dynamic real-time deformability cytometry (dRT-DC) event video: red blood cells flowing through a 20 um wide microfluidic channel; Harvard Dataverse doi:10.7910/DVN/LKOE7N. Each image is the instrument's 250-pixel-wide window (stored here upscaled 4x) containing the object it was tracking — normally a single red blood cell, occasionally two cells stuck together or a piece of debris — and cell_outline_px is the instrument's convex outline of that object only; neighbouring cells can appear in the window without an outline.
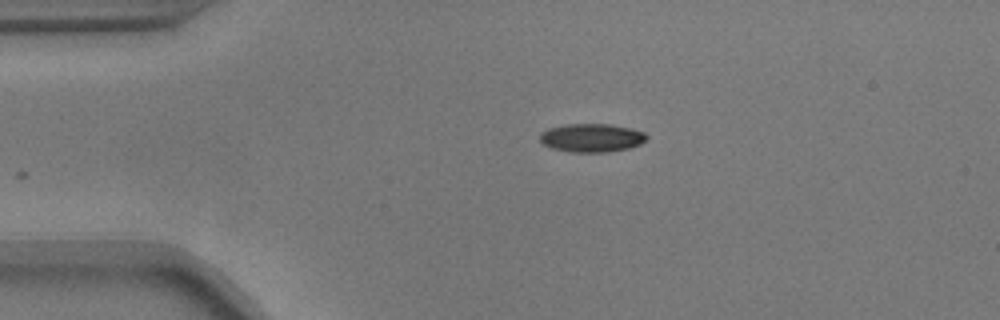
{"species": "common noctule bat (a hibernating species)", "species_latin": "Nyctalus noctula", "temperature_condition": "warm", "stored_images_in_passage": 32, "camera_frame_rate_fps": 3000, "um_per_image_px": 0.085, "animal": {"sex": "male", "body_mass_g": 17.9}, "frame": {"image": 1, "passage_image": 1, "time_ms": 0.0, "image_size_px": [1000, 320], "cell_outline_px": [[648, 136], [640, 144], [628, 148], [608, 152], [568, 152], [552, 148], [544, 144], [540, 140], [540, 132], [548, 128], [568, 124], [608, 124], [632, 128], [644, 132]], "centroid_in_image_um": [50.28, 11.71], "position_along_channel_um": 34.7, "area_um2": 17.69}}
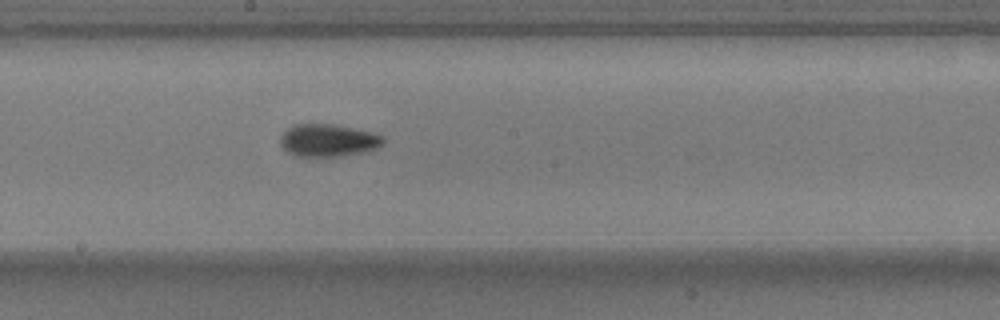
{"frame": {"image": 2, "passage_image": 19, "time_ms": 6.0, "image_size_px": [1000, 320], "cell_outline_px": [[384, 144], [376, 148], [364, 152], [340, 156], [296, 156], [288, 152], [280, 144], [280, 136], [292, 124], [336, 124], [372, 132], [384, 136]], "centroid_in_image_um": [27.9, 11.92], "position_along_channel_um": 220.3, "area_um2": 19.59}}
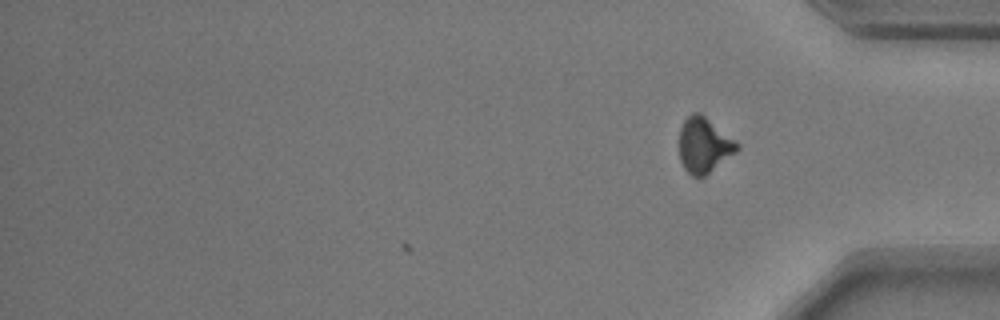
{"frame": {"image": 3, "passage_image": 32, "time_ms": 10.333, "image_size_px": [1000, 320], "cell_outline_px": [[740, 148], [736, 152], [704, 176], [692, 176], [684, 168], [680, 160], [680, 128], [684, 120], [692, 112], [700, 112], [740, 144]], "centroid_in_image_um": [59.84, 12.32], "position_along_channel_um": 375.4, "area_um2": 18.44}, "authors_computed_cell_mechanics": {"area_um2": 18.4382, "velocity_mm_per_s": 3.6968, "shape_relaxation_time_tau1_ms": 4.0123, "shape_relaxation_time_tau2_ms": 2.3252, "deformation_change_tau1": 0.1633, "deformation_change_tau2": 0.0792}}